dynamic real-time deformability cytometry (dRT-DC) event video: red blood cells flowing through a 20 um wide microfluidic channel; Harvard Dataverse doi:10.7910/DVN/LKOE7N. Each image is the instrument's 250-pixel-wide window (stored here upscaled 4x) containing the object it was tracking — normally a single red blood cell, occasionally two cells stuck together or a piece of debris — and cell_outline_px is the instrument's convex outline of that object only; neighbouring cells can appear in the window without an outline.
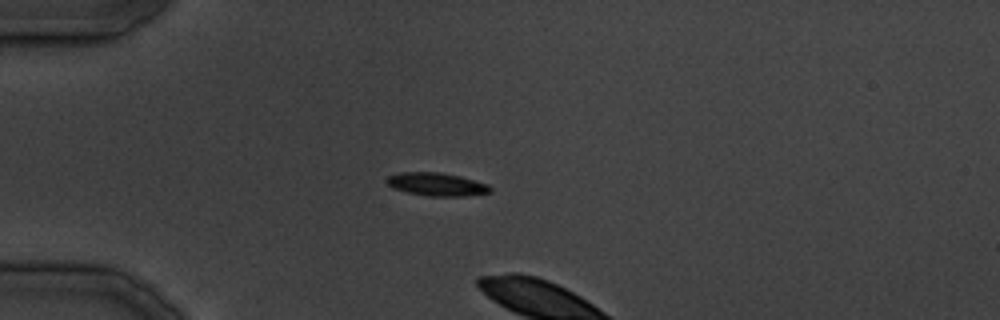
{"species": "common noctule bat (a hibernating species)", "species_latin": "Nyctalus noctula", "temperature_condition": "cold", "stored_images_in_passage": 12, "camera_frame_rate_fps": 3000, "um_per_image_px": 0.085, "animal": {"sex": "male", "body_mass_g": 19.5, "forearm_length_mm": 54.6}, "frame": {"image": 1, "passage_image": 10, "time_ms": 11.667, "image_size_px": [1000, 320], "cell_outline_px": [[492, 192], [464, 196], [428, 196], [408, 192], [392, 188], [384, 180], [388, 176], [400, 172], [440, 172], [460, 176], [488, 184], [492, 188]], "centroid_in_image_um": [37.11, 15.66], "position_along_channel_um": 47.9, "area_um2": 13.99}}